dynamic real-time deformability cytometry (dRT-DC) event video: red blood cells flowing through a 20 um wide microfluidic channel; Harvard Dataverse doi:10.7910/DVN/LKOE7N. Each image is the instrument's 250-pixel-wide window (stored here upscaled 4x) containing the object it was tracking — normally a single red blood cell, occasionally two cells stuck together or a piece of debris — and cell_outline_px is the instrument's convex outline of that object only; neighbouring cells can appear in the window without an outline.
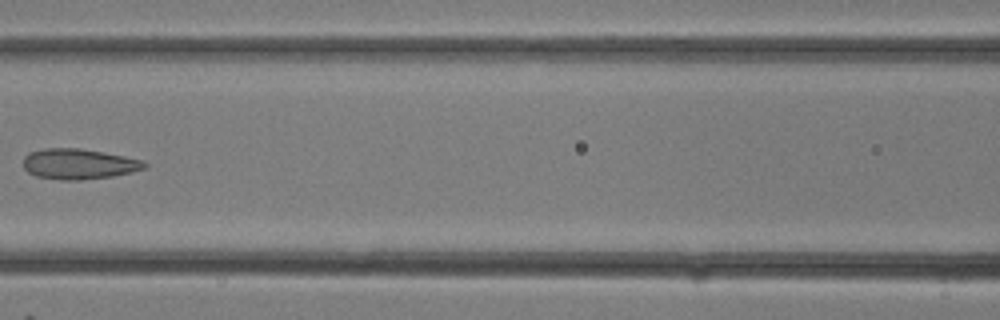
{"species": "common noctule bat (a hibernating species)", "species_latin": "Nyctalus noctula", "temperature_condition": "room temperature", "stored_images_in_passage": 29, "camera_frame_rate_fps": 3000, "um_per_image_px": 0.085, "animal": {"sex": "female"}, "frame": {"image": 1, "passage_image": 13, "time_ms": 4.0, "image_size_px": [1000, 320], "cell_outline_px": [[148, 168], [132, 172], [112, 176], [80, 180], [60, 180], [36, 176], [28, 172], [24, 168], [24, 156], [28, 152], [44, 148], [80, 148], [124, 156], [140, 160], [148, 164]], "centroid_in_image_um": [6.68, 13.94], "position_along_channel_um": 159.9, "area_um2": 21.56}}